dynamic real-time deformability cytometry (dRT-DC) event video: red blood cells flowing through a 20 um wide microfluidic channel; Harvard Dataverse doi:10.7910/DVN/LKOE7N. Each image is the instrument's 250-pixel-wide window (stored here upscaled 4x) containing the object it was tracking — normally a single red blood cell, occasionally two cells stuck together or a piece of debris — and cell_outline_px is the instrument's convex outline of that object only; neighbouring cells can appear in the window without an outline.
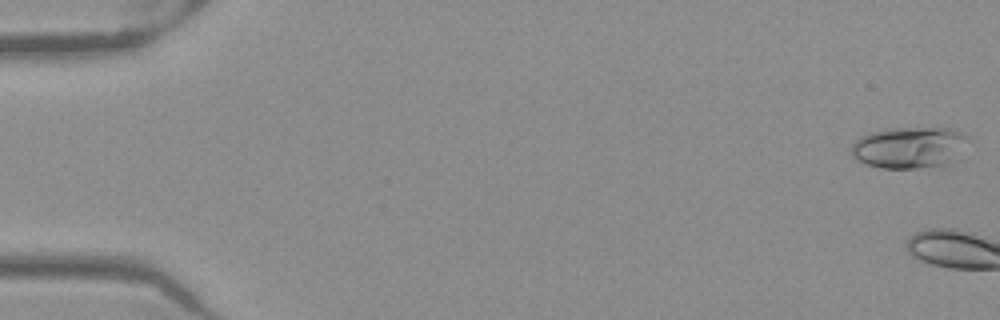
{"species": "Egyptian fruit bat (a non-hibernating species)", "species_latin": "Rousettus aegyptiacus", "temperature_condition": "warm", "stored_images_in_passage": 3, "camera_frame_rate_fps": 3000, "um_per_image_px": 0.085, "frame": {"image": 1, "passage_image": 1, "time_ms": 0.0, "image_size_px": [1000, 320], "cell_outline_px": [[976, 140], [952, 164], [944, 168], [880, 168], [864, 164], [852, 156], [852, 144], [860, 136], [868, 132], [884, 128], [948, 128], [960, 132]], "centroid_in_image_um": [77.43, 12.55], "position_along_channel_um": 7.6, "area_um2": 29.65}}